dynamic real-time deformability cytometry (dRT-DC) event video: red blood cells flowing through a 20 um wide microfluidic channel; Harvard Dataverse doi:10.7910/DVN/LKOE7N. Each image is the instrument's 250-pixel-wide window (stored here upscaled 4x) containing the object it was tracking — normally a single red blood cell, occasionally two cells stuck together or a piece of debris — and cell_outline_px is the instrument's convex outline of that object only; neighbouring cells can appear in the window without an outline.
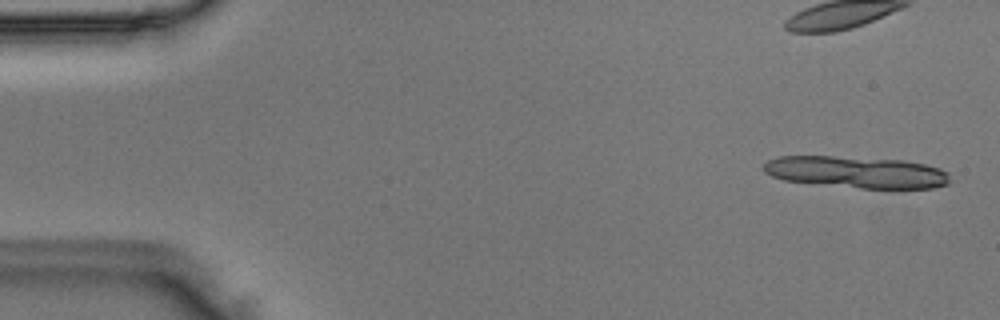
{"species": "Egyptian fruit bat (a non-hibernating species)", "species_latin": "Rousettus aegyptiacus", "temperature_condition": "room temperature", "stored_images_in_passage": 10, "camera_frame_rate_fps": 3000, "um_per_image_px": 0.085, "animal": {"sex": "male"}, "frame": {"image": 1, "passage_image": 2, "time_ms": 0.333, "image_size_px": [1000, 320], "cell_outline_px": [[948, 184], [932, 188], [860, 188], [784, 180], [772, 176], [764, 172], [764, 164], [768, 160], [780, 156], [832, 156], [900, 160], [924, 164], [940, 168], [948, 172]], "centroid_in_image_um": [72.79, 14.63], "position_along_channel_um": 12.2, "area_um2": 34.1}}